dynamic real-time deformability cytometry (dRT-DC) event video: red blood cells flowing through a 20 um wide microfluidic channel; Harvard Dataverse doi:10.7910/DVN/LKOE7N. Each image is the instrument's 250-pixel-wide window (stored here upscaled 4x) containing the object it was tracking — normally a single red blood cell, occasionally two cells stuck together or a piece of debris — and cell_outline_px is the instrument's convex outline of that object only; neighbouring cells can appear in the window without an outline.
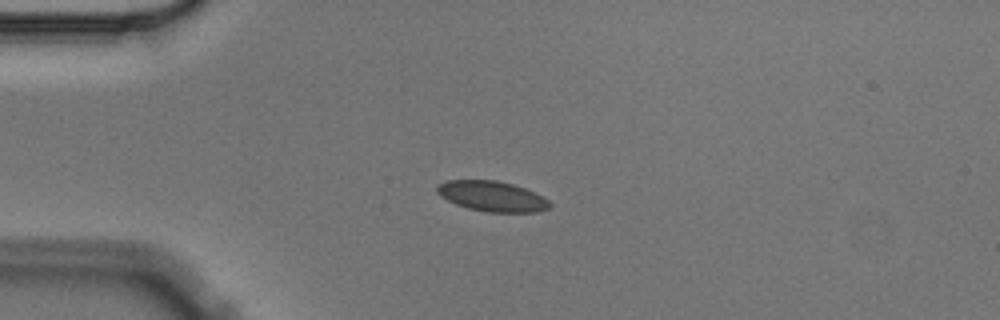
{"species": "Egyptian fruit bat (a non-hibernating species)", "species_latin": "Rousettus aegyptiacus", "temperature_condition": "cold", "stored_images_in_passage": 7, "camera_frame_rate_fps": 3000, "um_per_image_px": 0.085, "animal": {"sex": "male"}, "frame": {"image": 1, "passage_image": 5, "time_ms": 1.333, "image_size_px": [1000, 320], "cell_outline_px": [[552, 204], [548, 208], [536, 212], [488, 212], [468, 208], [456, 204], [440, 196], [436, 192], [436, 184], [444, 180], [496, 180], [512, 184], [524, 188], [544, 196]], "centroid_in_image_um": [41.8, 16.67], "position_along_channel_um": 43.2, "area_um2": 20.0}}
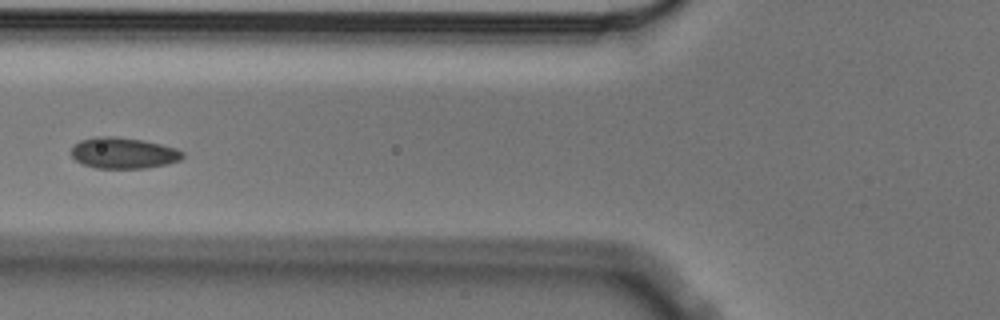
{"frame": {"image": 2, "passage_image": 7, "time_ms": 2.0, "image_size_px": [1000, 320], "cell_outline_px": [[184, 156], [180, 160], [168, 164], [148, 168], [96, 168], [80, 164], [72, 156], [72, 144], [80, 140], [96, 136], [116, 136], [144, 140], [176, 148], [184, 152]], "centroid_in_image_um": [10.48, 13.0], "position_along_channel_um": 115.3, "area_um2": 20.46}}